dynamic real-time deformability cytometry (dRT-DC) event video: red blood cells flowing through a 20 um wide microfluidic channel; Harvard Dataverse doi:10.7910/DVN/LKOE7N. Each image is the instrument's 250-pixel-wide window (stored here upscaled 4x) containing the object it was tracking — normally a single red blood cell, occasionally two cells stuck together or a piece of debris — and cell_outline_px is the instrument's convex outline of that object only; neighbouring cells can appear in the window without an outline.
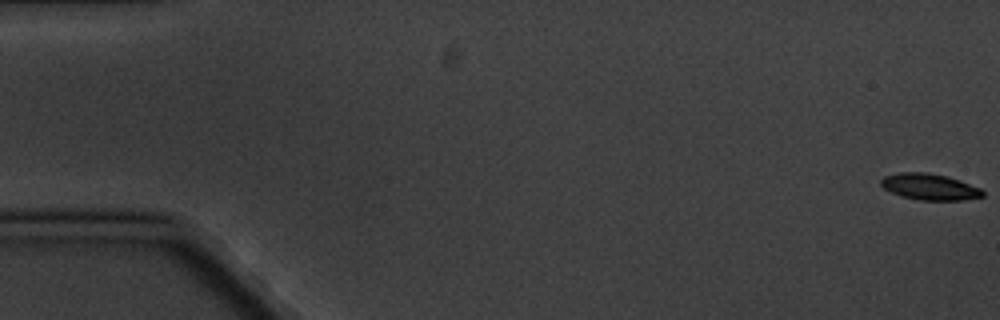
{"species": "common noctule bat (a hibernating species)", "species_latin": "Nyctalus noctula", "temperature_condition": "cold", "stored_images_in_passage": 6, "camera_frame_rate_fps": 3000, "um_per_image_px": 0.085, "animal": {"sex": "male", "body_mass_g": 20.1, "forearm_length_mm": 53.5}, "frame": {"image": 1, "passage_image": 1, "time_ms": 0.0, "image_size_px": [1000, 320], "cell_outline_px": [[984, 196], [964, 200], [920, 200], [900, 196], [884, 188], [880, 184], [880, 180], [884, 176], [900, 172], [928, 172], [948, 176], [980, 188], [984, 192]], "centroid_in_image_um": [79.01, 15.87], "position_along_channel_um": 6.0, "area_um2": 15.61}}
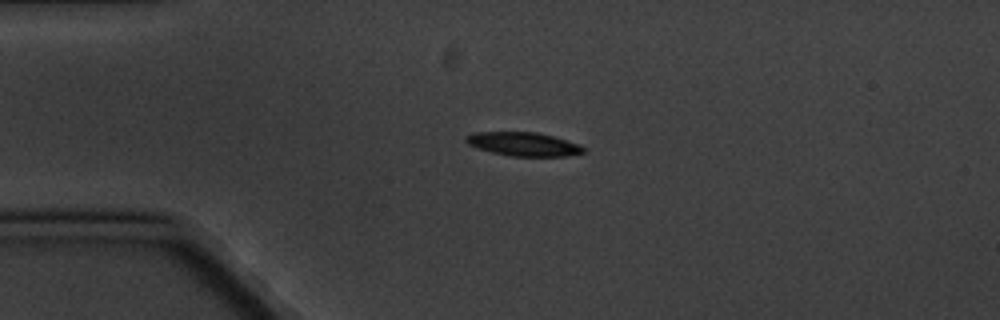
{"frame": {"image": 2, "passage_image": 5, "time_ms": 4.667, "image_size_px": [1000, 320], "cell_outline_px": [[584, 152], [564, 156], [512, 156], [492, 152], [476, 148], [468, 144], [464, 140], [464, 136], [476, 132], [536, 132], [552, 136], [580, 144], [584, 148]], "centroid_in_image_um": [44.45, 12.24], "position_along_channel_um": 40.5, "area_um2": 16.13}}